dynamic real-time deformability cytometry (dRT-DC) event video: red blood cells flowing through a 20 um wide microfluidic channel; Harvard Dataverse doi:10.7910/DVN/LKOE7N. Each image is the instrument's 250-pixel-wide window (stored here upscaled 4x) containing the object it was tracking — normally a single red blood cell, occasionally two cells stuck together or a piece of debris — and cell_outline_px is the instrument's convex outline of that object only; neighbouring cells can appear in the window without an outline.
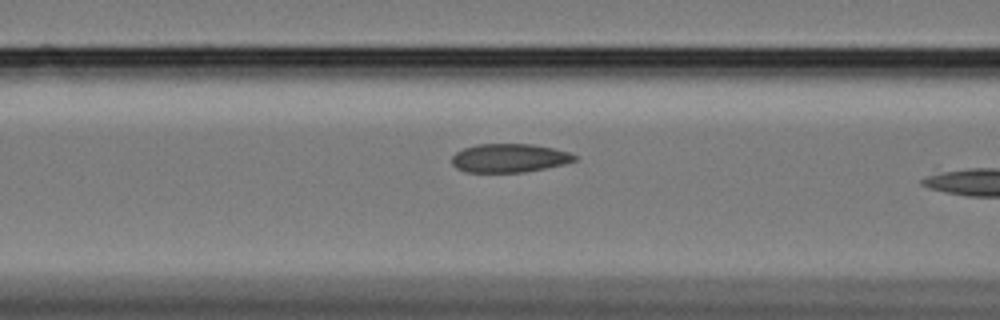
{"species": "Egyptian fruit bat (a non-hibernating species)", "species_latin": "Rousettus aegyptiacus", "temperature_condition": "cold", "stored_images_in_passage": 13, "camera_frame_rate_fps": 3000, "um_per_image_px": 0.085, "animal": {"sex": "female"}, "frame": {"image": 1, "passage_image": 11, "time_ms": 3.333, "image_size_px": [1000, 320], "cell_outline_px": [[576, 160], [564, 164], [524, 172], [468, 172], [456, 168], [452, 164], [452, 156], [456, 152], [464, 148], [476, 144], [532, 144], [552, 148], [568, 152], [576, 156]], "centroid_in_image_um": [43.26, 13.43], "position_along_channel_um": 123.3, "area_um2": 20.35}}